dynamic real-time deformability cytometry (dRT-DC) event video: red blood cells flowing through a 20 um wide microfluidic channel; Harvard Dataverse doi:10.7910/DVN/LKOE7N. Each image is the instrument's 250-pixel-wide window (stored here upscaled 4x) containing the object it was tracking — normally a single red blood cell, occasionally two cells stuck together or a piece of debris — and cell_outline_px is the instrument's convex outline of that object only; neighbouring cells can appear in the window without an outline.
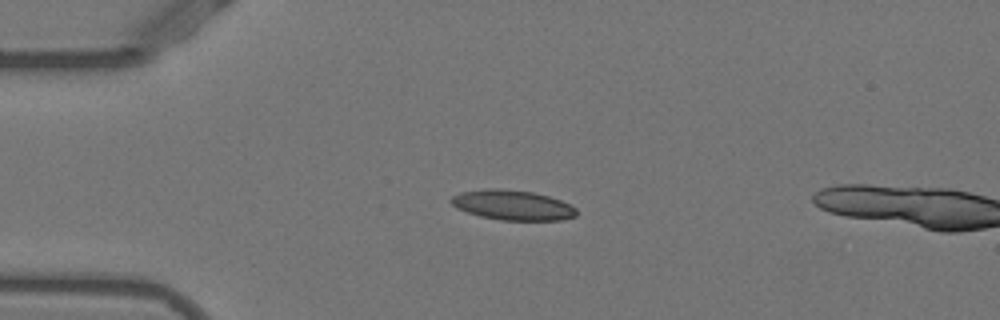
{"species": "Egyptian fruit bat (a non-hibernating species)", "species_latin": "Rousettus aegyptiacus", "temperature_condition": "warm", "stored_images_in_passage": 14, "camera_frame_rate_fps": 3000, "um_per_image_px": 0.085, "animal": {"sex": "female"}, "frame": {"image": 1, "passage_image": 12, "time_ms": 3.667, "image_size_px": [1000, 320], "cell_outline_px": [[576, 216], [560, 220], [500, 220], [480, 216], [456, 208], [448, 200], [452, 196], [460, 192], [484, 188], [504, 188], [532, 192], [548, 196], [560, 200], [576, 208]], "centroid_in_image_um": [43.52, 17.42], "position_along_channel_um": 41.5, "area_um2": 21.96}}